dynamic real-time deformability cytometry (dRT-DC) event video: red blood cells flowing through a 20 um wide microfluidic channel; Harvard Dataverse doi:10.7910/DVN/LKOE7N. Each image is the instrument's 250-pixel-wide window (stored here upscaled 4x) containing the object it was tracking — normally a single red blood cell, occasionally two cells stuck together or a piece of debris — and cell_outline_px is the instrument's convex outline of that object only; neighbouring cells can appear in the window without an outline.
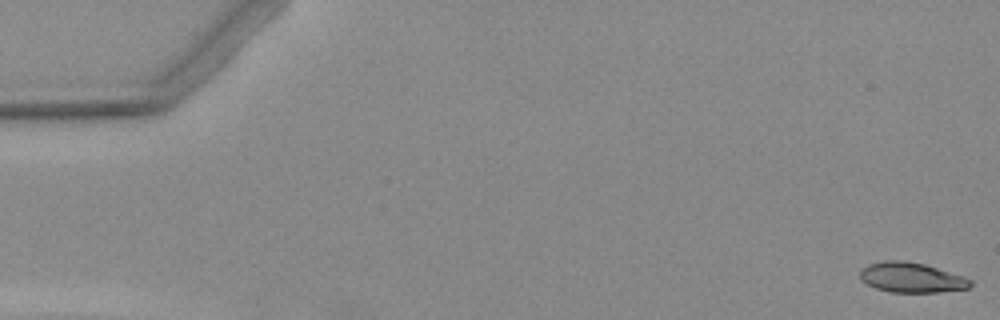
{"species": "Egyptian fruit bat (a non-hibernating species)", "species_latin": "Rousettus aegyptiacus", "temperature_condition": "warm", "stored_images_in_passage": 5, "camera_frame_rate_fps": 3000, "um_per_image_px": 0.085, "animal": {"sex": "female"}, "frame": {"image": 1, "passage_image": 1, "time_ms": 0.0, "image_size_px": [1000, 320], "cell_outline_px": [[972, 284], [968, 288], [940, 292], [892, 292], [876, 288], [860, 280], [860, 268], [868, 264], [884, 260], [904, 260], [924, 264], [964, 276], [972, 280]], "centroid_in_image_um": [77.46, 23.58], "position_along_channel_um": 7.5, "area_um2": 19.36}}
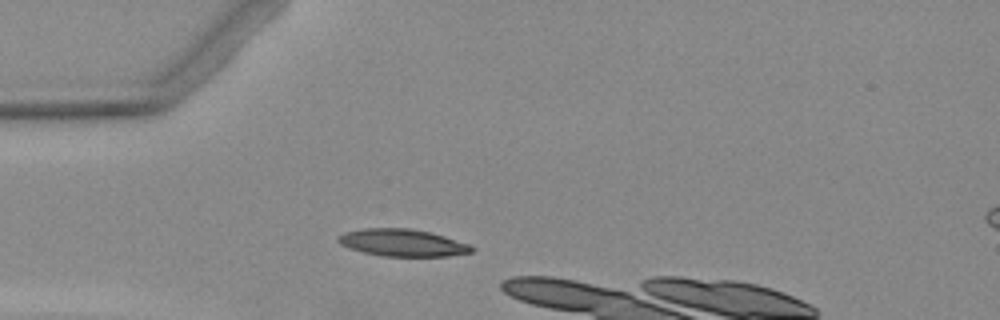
{"frame": {"image": 2, "passage_image": 4, "time_ms": 4.667, "image_size_px": [1000, 320], "cell_outline_px": [[476, 248], [472, 252], [448, 256], [384, 256], [364, 252], [340, 244], [336, 240], [336, 236], [344, 232], [364, 228], [408, 228], [428, 232], [444, 236], [468, 244]], "centroid_in_image_um": [34.19, 20.63], "position_along_channel_um": 50.8, "area_um2": 20.98}}